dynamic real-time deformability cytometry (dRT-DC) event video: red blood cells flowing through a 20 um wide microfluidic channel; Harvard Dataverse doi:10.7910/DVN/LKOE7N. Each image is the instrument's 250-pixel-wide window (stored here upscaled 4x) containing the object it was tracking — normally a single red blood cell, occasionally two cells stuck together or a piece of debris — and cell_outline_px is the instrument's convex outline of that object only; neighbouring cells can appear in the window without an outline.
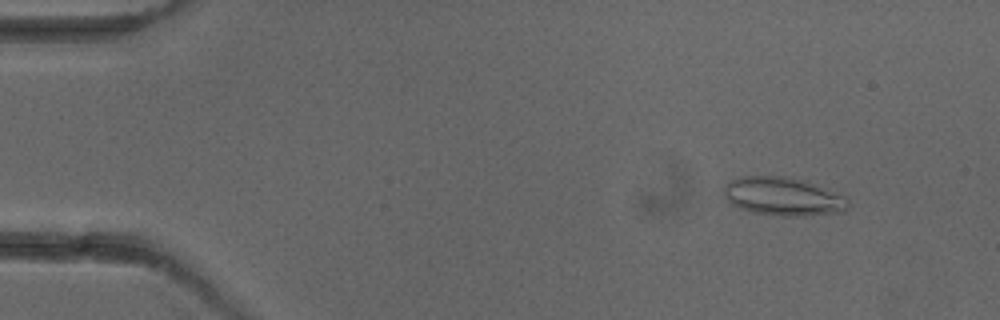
{"species": "common noctule bat (a hibernating species)", "species_latin": "Nyctalus noctula", "temperature_condition": "cold", "stored_images_in_passage": 7, "camera_frame_rate_fps": 3000, "um_per_image_px": 0.085, "animal": {"sex": "female"}, "frame": {"image": 1, "passage_image": 2, "time_ms": 1.0, "image_size_px": [1000, 320], "cell_outline_px": [[848, 208], [844, 212], [804, 216], [780, 216], [752, 212], [740, 208], [732, 204], [728, 200], [724, 192], [724, 184], [732, 180], [744, 176], [784, 176], [804, 180], [848, 196]], "centroid_in_image_um": [66.61, 16.71], "position_along_channel_um": 18.4, "area_um2": 27.98}}
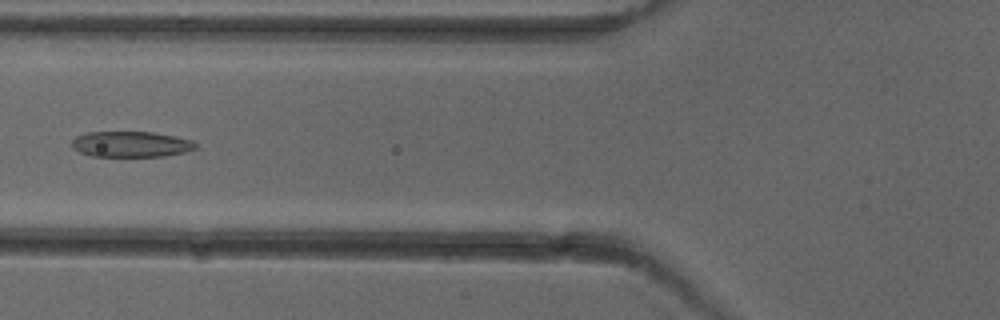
{"frame": {"image": 2, "passage_image": 6, "time_ms": 6.0, "image_size_px": [1000, 320], "cell_outline_px": [[196, 148], [184, 152], [164, 156], [92, 156], [80, 152], [72, 148], [72, 140], [76, 136], [88, 132], [152, 132], [192, 140], [196, 144]], "centroid_in_image_um": [11.1, 12.26], "position_along_channel_um": 114.7, "area_um2": 18.38}}
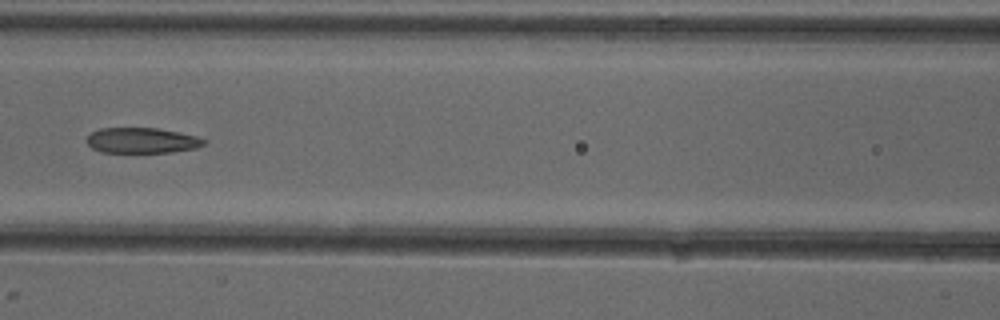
{"frame": {"image": 3, "passage_image": 7, "time_ms": 7.0, "image_size_px": [1000, 320], "cell_outline_px": [[208, 144], [196, 148], [172, 152], [100, 152], [92, 148], [88, 144], [88, 136], [92, 132], [100, 128], [156, 128], [196, 136], [208, 140]], "centroid_in_image_um": [12.1, 11.94], "position_along_channel_um": 154.5, "area_um2": 17.34}}